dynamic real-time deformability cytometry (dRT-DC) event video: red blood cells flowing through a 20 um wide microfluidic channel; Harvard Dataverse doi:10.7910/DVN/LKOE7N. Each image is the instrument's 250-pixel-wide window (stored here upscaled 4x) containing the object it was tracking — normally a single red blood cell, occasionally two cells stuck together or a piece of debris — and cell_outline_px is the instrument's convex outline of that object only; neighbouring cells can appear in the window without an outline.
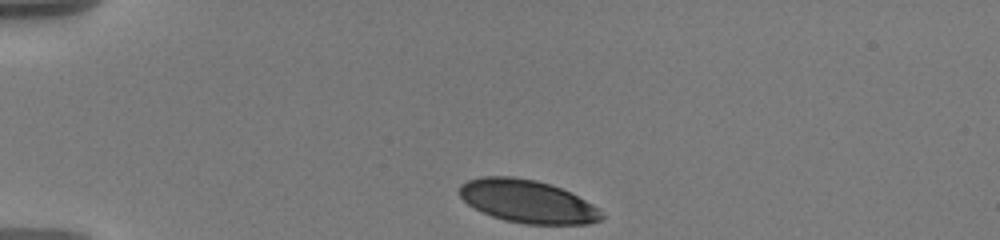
{"species": "human", "species_latin": "Homo sapiens", "temperature_condition": "warm", "stored_images_in_passage": 4, "camera_frame_rate_fps": 3000, "um_per_image_px": 0.085, "donor": {"sex": "male"}, "frame": {"image": 1, "passage_image": 1, "time_ms": 0.0, "image_size_px": [1000, 240], "cell_outline_px": [[604, 220], [588, 224], [524, 224], [504, 220], [492, 216], [468, 204], [460, 196], [460, 184], [468, 180], [484, 176], [512, 176], [536, 180], [560, 188], [592, 204], [604, 216]], "centroid_in_image_um": [44.83, 17.12], "position_along_channel_um": 40.2, "area_um2": 35.2}}
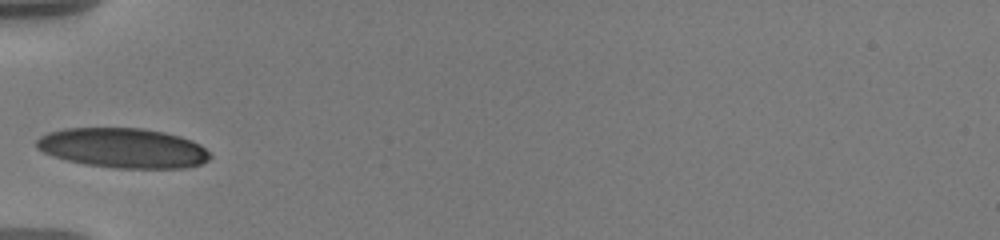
{"frame": {"image": 2, "passage_image": 3, "time_ms": 2.333, "image_size_px": [1000, 240], "cell_outline_px": [[212, 156], [208, 160], [200, 164], [188, 168], [116, 168], [84, 164], [52, 156], [36, 148], [36, 140], [40, 136], [48, 132], [64, 128], [144, 128], [164, 132], [180, 136], [192, 140], [200, 144]], "centroid_in_image_um": [10.46, 12.58], "position_along_channel_um": 74.5, "area_um2": 40.46}}